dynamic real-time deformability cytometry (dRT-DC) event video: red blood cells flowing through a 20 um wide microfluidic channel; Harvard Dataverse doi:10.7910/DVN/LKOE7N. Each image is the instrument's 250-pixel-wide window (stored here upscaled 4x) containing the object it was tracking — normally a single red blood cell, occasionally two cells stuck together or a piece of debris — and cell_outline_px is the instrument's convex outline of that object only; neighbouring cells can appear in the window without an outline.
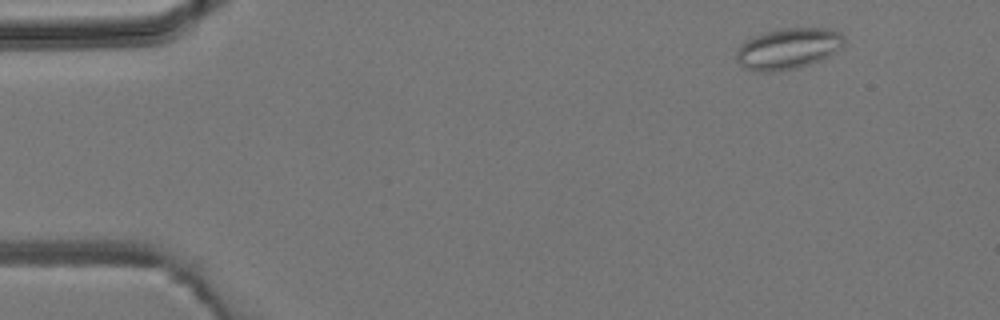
{"species": "common noctule bat (a hibernating species)", "species_latin": "Nyctalus noctula", "temperature_condition": "room temperature", "stored_images_in_passage": 5, "camera_frame_rate_fps": 3000, "um_per_image_px": 0.085, "animal": {"sex": "male", "body_mass_g": 19.2, "forearm_length_mm": 51.8}, "frame": {"image": 1, "passage_image": 1, "time_ms": 0.0, "image_size_px": [1000, 320], "cell_outline_px": [[844, 48], [820, 60], [796, 68], [772, 72], [756, 72], [744, 68], [736, 60], [736, 52], [744, 40], [768, 32], [784, 28], [836, 28], [844, 36]], "centroid_in_image_um": [67.03, 4.13], "position_along_channel_um": 18.0, "area_um2": 25.95}}